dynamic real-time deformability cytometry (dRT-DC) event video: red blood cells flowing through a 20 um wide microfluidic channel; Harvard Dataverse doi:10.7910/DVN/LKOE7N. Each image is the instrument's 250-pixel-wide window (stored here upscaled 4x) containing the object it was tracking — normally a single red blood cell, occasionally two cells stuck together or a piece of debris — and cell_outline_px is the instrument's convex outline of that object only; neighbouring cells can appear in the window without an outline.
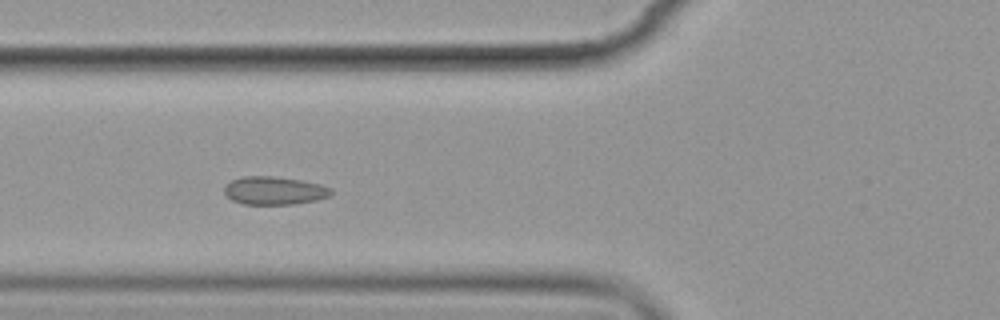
{"species": "common noctule bat (a hibernating species)", "species_latin": "Nyctalus noctula", "temperature_condition": "cold", "stored_images_in_passage": 12, "camera_frame_rate_fps": 3000, "um_per_image_px": 0.085, "animal": {"sex": "female", "body_mass_g": 19.9}, "frame": {"image": 1, "passage_image": 3, "time_ms": 2.333, "image_size_px": [1000, 320], "cell_outline_px": [[332, 192], [328, 196], [316, 200], [296, 204], [244, 204], [232, 200], [224, 192], [224, 188], [232, 180], [244, 176], [276, 176], [300, 180], [320, 184], [332, 188]], "centroid_in_image_um": [23.33, 16.2], "position_along_channel_um": 102.5, "area_um2": 17.4}}
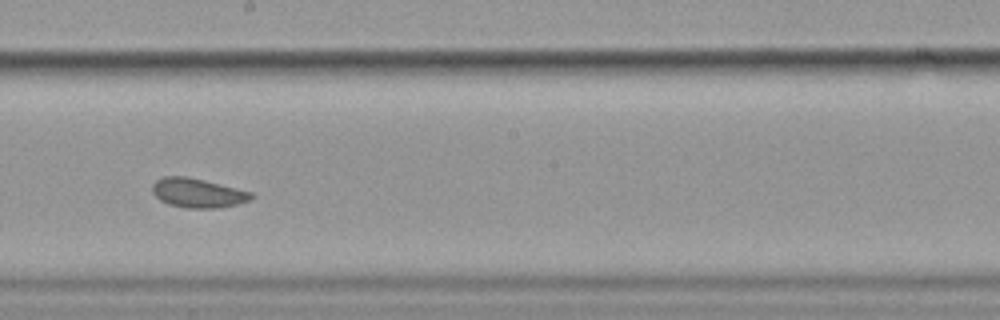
{"frame": {"image": 2, "passage_image": 6, "time_ms": 6.0, "image_size_px": [1000, 320], "cell_outline_px": [[256, 196], [252, 200], [220, 208], [188, 208], [168, 204], [160, 200], [152, 192], [152, 184], [156, 180], [164, 176], [188, 176], [252, 192]], "centroid_in_image_um": [16.82, 16.4], "position_along_channel_um": 231.4, "area_um2": 16.99}}
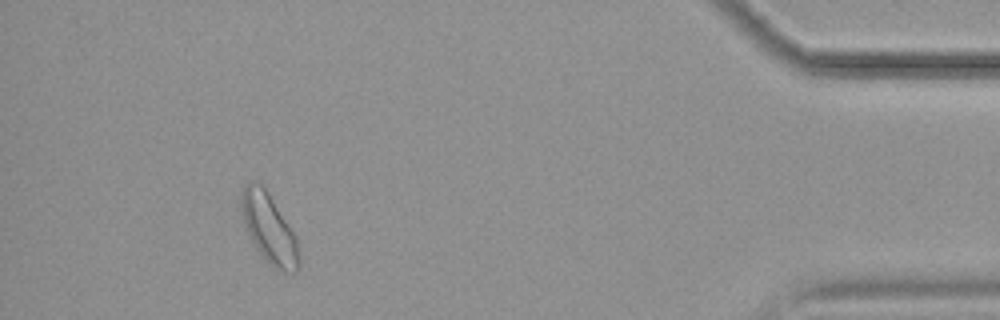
{"frame": {"image": 3, "passage_image": 11, "time_ms": 12.667, "image_size_px": [1000, 320], "cell_outline_px": [[300, 264], [296, 272], [284, 272], [268, 264], [252, 240], [244, 224], [240, 204], [240, 192], [252, 180], [264, 184], [292, 232], [296, 240], [300, 256]], "centroid_in_image_um": [22.85, 19.4], "position_along_channel_um": 412.3, "area_um2": 23.06}, "authors_computed_cell_mechanics": {"area_um2": 17.5712, "velocity_mm_per_s": 3.5214, "shape_relaxation_time_tau1_ms": 2.0789, "shape_relaxation_time_tau2_ms": null, "deformation_change_tau1": 0.0256, "deformation_change_tau2": null}}